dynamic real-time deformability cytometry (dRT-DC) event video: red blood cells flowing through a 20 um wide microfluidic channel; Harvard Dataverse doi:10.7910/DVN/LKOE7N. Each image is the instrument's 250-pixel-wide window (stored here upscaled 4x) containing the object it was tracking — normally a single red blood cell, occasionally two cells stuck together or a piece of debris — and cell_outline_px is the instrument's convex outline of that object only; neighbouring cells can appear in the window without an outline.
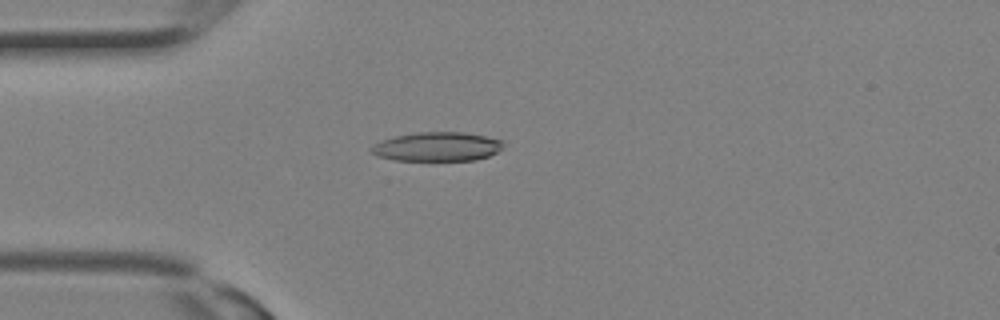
{"species": "Egyptian fruit bat (a non-hibernating species)", "species_latin": "Rousettus aegyptiacus", "temperature_condition": "room temperature", "stored_images_in_passage": 21, "camera_frame_rate_fps": 3000, "um_per_image_px": 0.085, "animal": {"sex": "female"}, "frame": {"image": 1, "passage_image": 9, "time_ms": 2.667, "image_size_px": [1000, 320], "cell_outline_px": [[504, 144], [496, 152], [488, 156], [476, 160], [396, 160], [376, 156], [368, 148], [380, 140], [396, 136], [416, 132], [464, 132], [504, 140]], "centroid_in_image_um": [37.13, 12.46], "position_along_channel_um": 47.9, "area_um2": 22.37}}
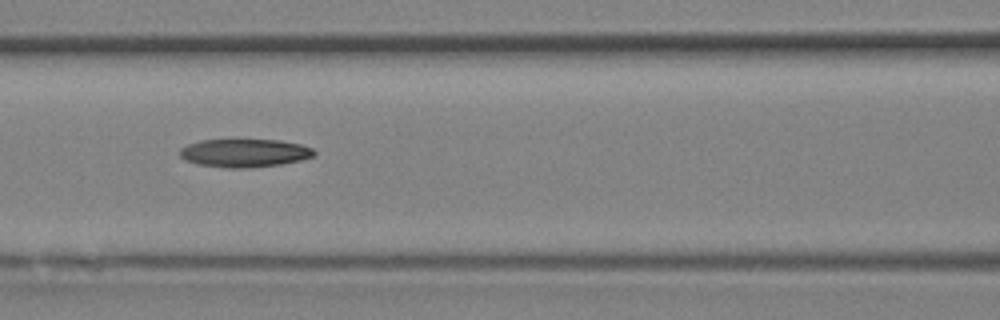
{"frame": {"image": 2, "passage_image": 14, "time_ms": 4.333, "image_size_px": [1000, 320], "cell_outline_px": [[316, 156], [300, 160], [280, 164], [248, 168], [224, 168], [200, 164], [184, 160], [180, 156], [180, 148], [188, 144], [200, 140], [280, 140], [300, 144], [312, 148], [316, 152]], "centroid_in_image_um": [20.79, 13.0], "position_along_channel_um": 145.8, "area_um2": 22.08}}
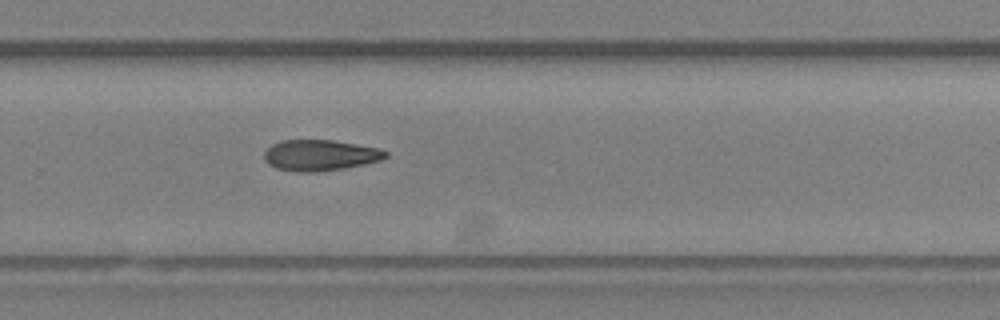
{"frame": {"image": 3, "passage_image": 21, "time_ms": 6.667, "image_size_px": [1000, 320], "cell_outline_px": [[388, 156], [380, 160], [364, 164], [344, 168], [312, 172], [300, 172], [276, 168], [268, 164], [264, 160], [264, 152], [272, 144], [280, 140], [332, 140], [380, 148], [388, 152]], "centroid_in_image_um": [27.2, 13.19], "position_along_channel_um": 302.6, "area_um2": 21.85}}